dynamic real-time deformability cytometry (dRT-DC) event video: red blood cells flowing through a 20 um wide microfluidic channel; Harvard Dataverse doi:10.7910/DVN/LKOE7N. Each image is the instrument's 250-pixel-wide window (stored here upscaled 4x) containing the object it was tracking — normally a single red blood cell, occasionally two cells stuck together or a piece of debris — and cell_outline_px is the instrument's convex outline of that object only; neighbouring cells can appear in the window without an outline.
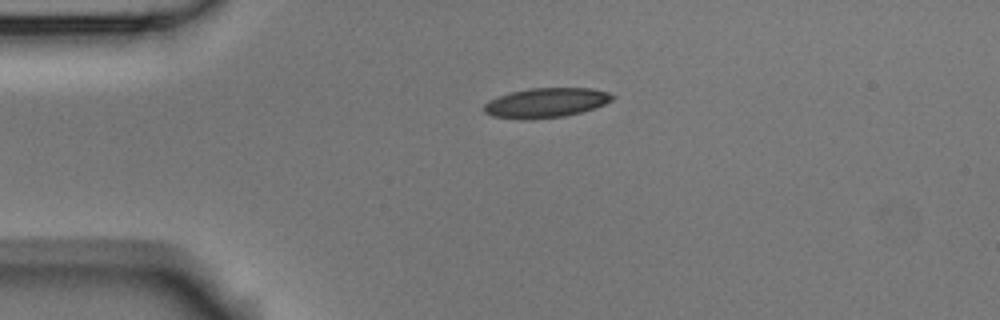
{"species": "Egyptian fruit bat (a non-hibernating species)", "species_latin": "Rousettus aegyptiacus", "temperature_condition": "room temperature", "stored_images_in_passage": 3, "camera_frame_rate_fps": 3000, "um_per_image_px": 0.085, "animal": {"sex": "male"}, "frame": {"image": 1, "passage_image": 3, "time_ms": 0.667, "image_size_px": [1000, 320], "cell_outline_px": [[616, 96], [612, 100], [604, 104], [580, 112], [564, 116], [532, 120], [524, 120], [492, 116], [484, 112], [484, 104], [488, 100], [512, 92], [532, 88], [592, 88], [608, 92]], "centroid_in_image_um": [46.4, 8.74], "position_along_channel_um": 38.6, "area_um2": 22.14}}